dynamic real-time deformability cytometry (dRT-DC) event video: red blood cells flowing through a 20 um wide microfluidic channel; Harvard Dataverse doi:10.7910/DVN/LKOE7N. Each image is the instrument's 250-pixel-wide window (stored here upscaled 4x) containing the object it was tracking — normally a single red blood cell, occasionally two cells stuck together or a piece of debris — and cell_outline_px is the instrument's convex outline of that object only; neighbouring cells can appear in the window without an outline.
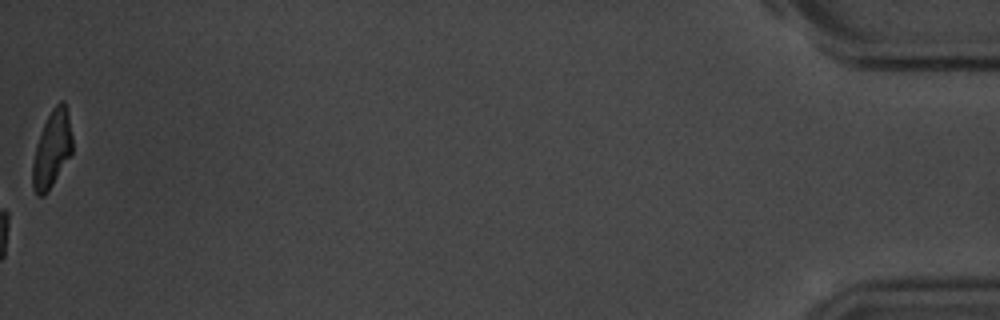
{"species": "common noctule bat (a hibernating species)", "species_latin": "Nyctalus noctula", "temperature_condition": "room temperature", "stored_images_in_passage": 44, "camera_frame_rate_fps": 3000, "um_per_image_px": 0.085, "animal": {"sex": "male", "body_mass_g": 20.1, "forearm_length_mm": 53.5}, "frame": {"image": 1, "passage_image": 44, "time_ms": 14.333, "image_size_px": [1000, 320], "cell_outline_px": [[72, 152], [48, 192], [44, 196], [36, 196], [32, 188], [32, 164], [36, 144], [44, 124], [52, 108], [60, 100], [64, 100], [68, 112], [72, 136]], "centroid_in_image_um": [4.4, 12.7], "position_along_channel_um": 430.8, "area_um2": 17.86}, "authors_computed_cell_mechanics": {"area_um2": 17.7735, "velocity_mm_per_s": 3.5869, "shape_relaxation_time_tau1_ms": 2.892, "shape_relaxation_time_tau2_ms": 4.2447, "deformation_change_tau1": 0.1354, "deformation_change_tau2": 0.0806}}